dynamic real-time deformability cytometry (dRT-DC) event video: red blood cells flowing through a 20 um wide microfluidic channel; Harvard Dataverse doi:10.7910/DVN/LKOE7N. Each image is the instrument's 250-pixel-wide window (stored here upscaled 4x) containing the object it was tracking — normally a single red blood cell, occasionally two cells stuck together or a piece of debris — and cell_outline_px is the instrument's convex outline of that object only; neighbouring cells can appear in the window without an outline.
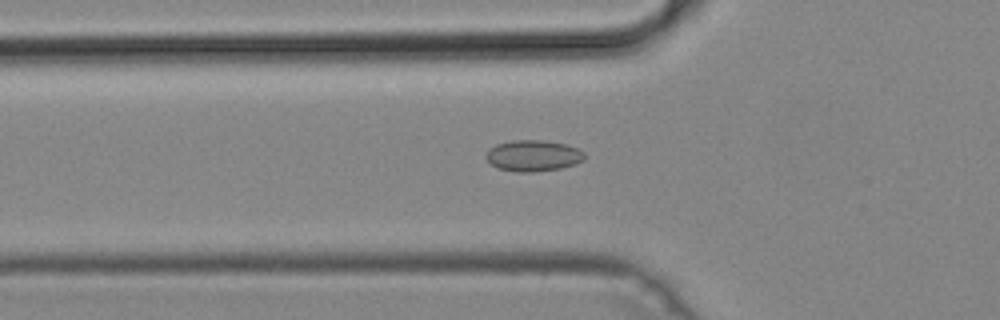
{"species": "common noctule bat (a hibernating species)", "species_latin": "Nyctalus noctula", "temperature_condition": "cold", "stored_images_in_passage": 47, "camera_frame_rate_fps": 3000, "um_per_image_px": 0.085, "animal": {"sex": "male", "body_mass_g": 19.2, "forearm_length_mm": 51.8}, "frame": {"image": 1, "passage_image": 18, "time_ms": 5.667, "image_size_px": [1000, 320], "cell_outline_px": [[584, 160], [576, 164], [560, 168], [532, 172], [516, 172], [500, 168], [492, 164], [484, 156], [488, 148], [496, 144], [512, 140], [544, 140], [568, 144], [584, 152]], "centroid_in_image_um": [45.32, 13.22], "position_along_channel_um": 80.5, "area_um2": 17.98}}
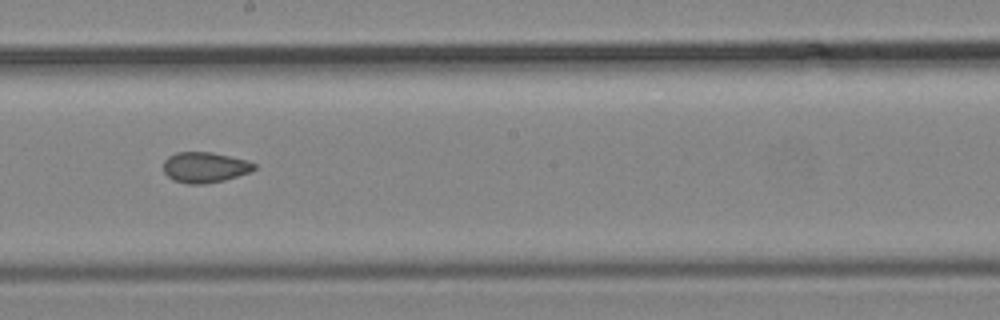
{"frame": {"image": 2, "passage_image": 29, "time_ms": 9.333, "image_size_px": [1000, 320], "cell_outline_px": [[256, 168], [252, 172], [224, 180], [204, 184], [188, 184], [172, 180], [164, 172], [164, 160], [168, 156], [176, 152], [212, 152], [248, 160], [256, 164]], "centroid_in_image_um": [17.43, 14.22], "position_along_channel_um": 230.8, "area_um2": 16.36}}
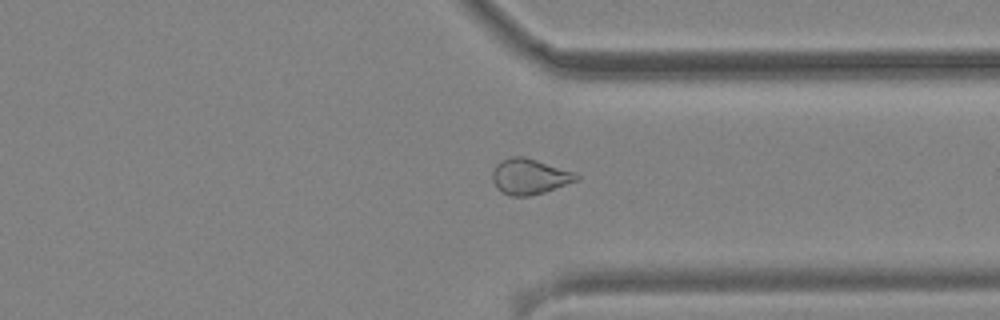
{"frame": {"image": 3, "passage_image": 39, "time_ms": 12.667, "image_size_px": [1000, 320], "cell_outline_px": [[580, 180], [532, 196], [512, 196], [500, 192], [496, 188], [492, 180], [492, 172], [496, 164], [512, 156], [524, 156], [572, 172], [580, 176]], "centroid_in_image_um": [44.98, 15.02], "position_along_channel_um": 366.4, "area_um2": 17.34}}